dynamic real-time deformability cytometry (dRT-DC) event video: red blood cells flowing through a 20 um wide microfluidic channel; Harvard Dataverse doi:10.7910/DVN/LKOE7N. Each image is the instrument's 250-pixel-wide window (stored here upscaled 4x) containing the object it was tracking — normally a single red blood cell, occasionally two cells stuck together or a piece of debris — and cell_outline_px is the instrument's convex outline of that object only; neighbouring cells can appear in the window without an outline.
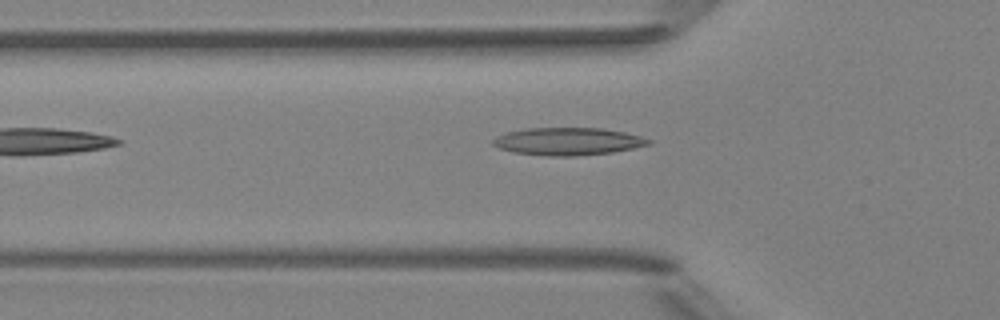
{"species": "Egyptian fruit bat (a non-hibernating species)", "species_latin": "Rousettus aegyptiacus", "temperature_condition": "room temperature", "stored_images_in_passage": 5, "camera_frame_rate_fps": 3000, "um_per_image_px": 0.085, "animal": {"sex": "female"}, "frame": {"image": 1, "passage_image": 5, "time_ms": 4.667, "image_size_px": [1000, 320], "cell_outline_px": [[652, 144], [612, 152], [572, 156], [552, 156], [512, 152], [500, 148], [492, 144], [492, 140], [496, 136], [508, 132], [528, 128], [604, 128], [624, 132], [640, 136], [652, 140]], "centroid_in_image_um": [48.28, 12.01], "position_along_channel_um": 77.5, "area_um2": 24.85}}